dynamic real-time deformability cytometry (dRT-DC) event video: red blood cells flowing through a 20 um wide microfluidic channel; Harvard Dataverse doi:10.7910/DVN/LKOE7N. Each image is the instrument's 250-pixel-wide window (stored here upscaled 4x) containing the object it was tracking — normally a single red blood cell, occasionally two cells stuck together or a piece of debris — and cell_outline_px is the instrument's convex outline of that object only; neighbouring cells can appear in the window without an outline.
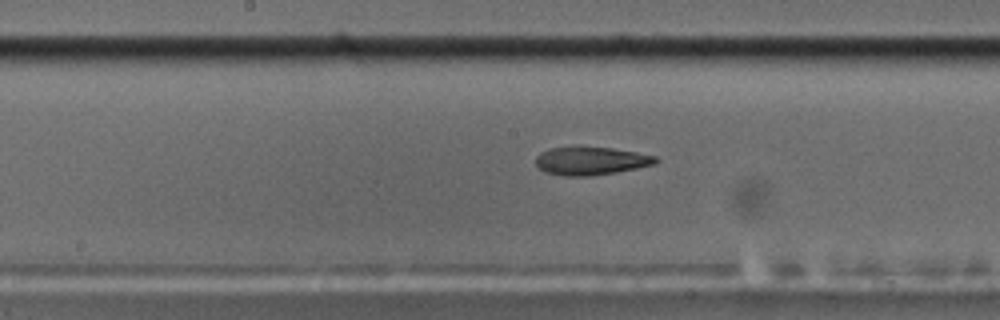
{"species": "common noctule bat (a hibernating species)", "species_latin": "Nyctalus noctula", "temperature_condition": "cold", "stored_images_in_passage": 58, "camera_frame_rate_fps": 3000, "um_per_image_px": 0.085, "animal": {"sex": "male", "body_mass_g": 17.5, "forearm_length_mm": 52.3}, "frame": {"image": 1, "passage_image": 30, "time_ms": 9.667, "image_size_px": [1000, 320], "cell_outline_px": [[660, 160], [656, 164], [616, 172], [592, 176], [564, 176], [544, 172], [536, 164], [536, 156], [540, 152], [548, 148], [580, 144], [612, 148], [636, 152], [656, 156]], "centroid_in_image_um": [50.19, 13.64], "position_along_channel_um": 198.0, "area_um2": 20.4}}
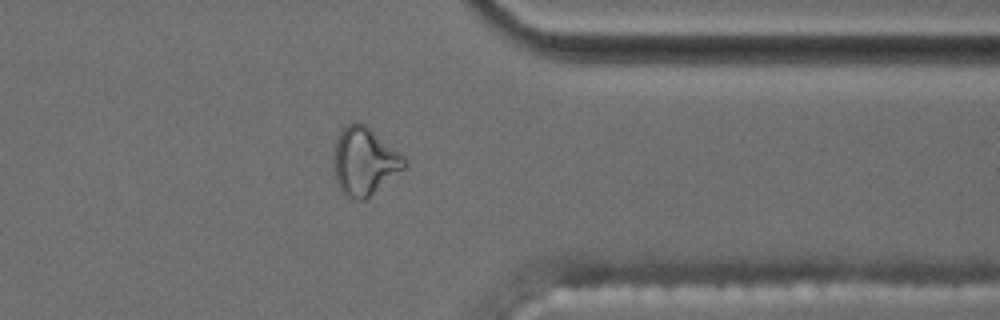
{"frame": {"image": 2, "passage_image": 46, "time_ms": 15.0, "image_size_px": [1000, 320], "cell_outline_px": [[408, 164], [404, 168], [364, 200], [352, 200], [344, 196], [340, 192], [336, 180], [332, 164], [332, 144], [340, 132], [348, 124], [356, 120], [364, 124], [400, 152], [408, 160]], "centroid_in_image_um": [30.91, 13.71], "position_along_channel_um": 380.5, "area_um2": 28.32}}
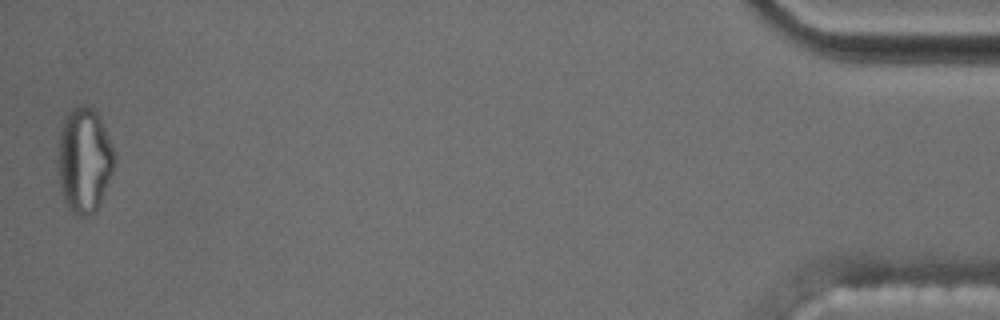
{"frame": {"image": 3, "passage_image": 57, "time_ms": 18.667, "image_size_px": [1000, 320], "cell_outline_px": [[116, 160], [112, 172], [96, 212], [84, 216], [76, 216], [68, 208], [60, 184], [60, 132], [64, 116], [76, 104], [84, 104], [92, 108], [96, 112], [104, 128], [116, 156]], "centroid_in_image_um": [7.18, 13.6], "position_along_channel_um": 428.0, "area_um2": 33.93}, "authors_computed_cell_mechanics": {"area_um2": 20.2589, "velocity_mm_per_s": 3.5534, "shape_relaxation_time_tau1_ms": null, "shape_relaxation_time_tau2_ms": 2.2839, "deformation_change_tau1": null, "deformation_change_tau2": 0.1091}}